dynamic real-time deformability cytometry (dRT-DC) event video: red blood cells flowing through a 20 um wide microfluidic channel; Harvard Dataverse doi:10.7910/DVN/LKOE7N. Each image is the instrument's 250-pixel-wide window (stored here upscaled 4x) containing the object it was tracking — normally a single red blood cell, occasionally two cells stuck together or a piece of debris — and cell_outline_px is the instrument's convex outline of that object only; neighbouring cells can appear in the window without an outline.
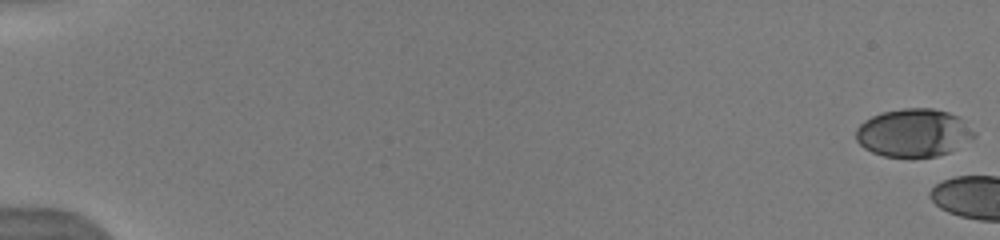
{"species": "human", "species_latin": "Homo sapiens", "temperature_condition": "warm", "stored_images_in_passage": 4, "camera_frame_rate_fps": 3000, "um_per_image_px": 0.085, "donor": {"sex": "male"}, "frame": {"image": 1, "passage_image": 1, "time_ms": 0.0, "image_size_px": [1000, 240], "cell_outline_px": [[976, 136], [948, 152], [936, 156], [912, 160], [884, 156], [872, 152], [864, 148], [856, 140], [856, 128], [864, 120], [872, 116], [884, 112], [904, 108], [932, 108], [948, 112], [960, 116], [976, 132]], "centroid_in_image_um": [77.65, 11.31], "position_along_channel_um": 7.3, "area_um2": 33.64}}